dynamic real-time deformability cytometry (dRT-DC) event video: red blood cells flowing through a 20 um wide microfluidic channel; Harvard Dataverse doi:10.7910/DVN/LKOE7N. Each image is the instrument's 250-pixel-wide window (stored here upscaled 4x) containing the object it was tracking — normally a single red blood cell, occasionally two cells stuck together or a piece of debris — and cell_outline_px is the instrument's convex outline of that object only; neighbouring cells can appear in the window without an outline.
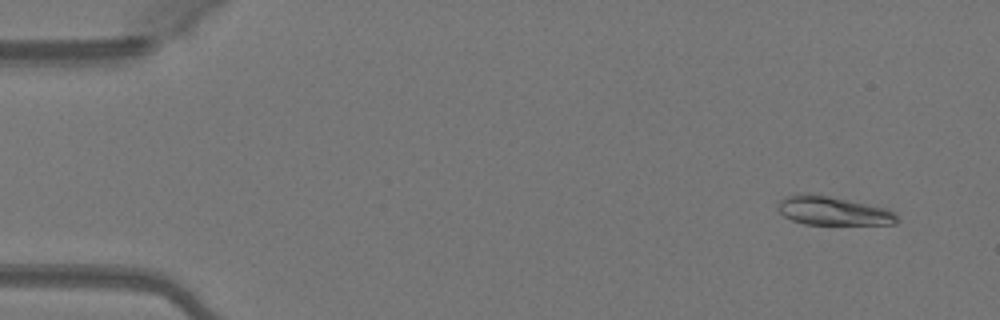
{"species": "Egyptian fruit bat (a non-hibernating species)", "species_latin": "Rousettus aegyptiacus", "temperature_condition": "warm", "stored_images_in_passage": 12, "camera_frame_rate_fps": 3000, "um_per_image_px": 0.085, "animal": {"sex": "female"}, "frame": {"image": 1, "passage_image": 4, "time_ms": 1.0, "image_size_px": [1000, 320], "cell_outline_px": [[900, 220], [896, 224], [804, 224], [792, 220], [784, 216], [776, 208], [780, 200], [788, 196], [808, 192], [888, 208], [896, 212]], "centroid_in_image_um": [70.84, 17.92], "position_along_channel_um": 14.2, "area_um2": 20.06}}